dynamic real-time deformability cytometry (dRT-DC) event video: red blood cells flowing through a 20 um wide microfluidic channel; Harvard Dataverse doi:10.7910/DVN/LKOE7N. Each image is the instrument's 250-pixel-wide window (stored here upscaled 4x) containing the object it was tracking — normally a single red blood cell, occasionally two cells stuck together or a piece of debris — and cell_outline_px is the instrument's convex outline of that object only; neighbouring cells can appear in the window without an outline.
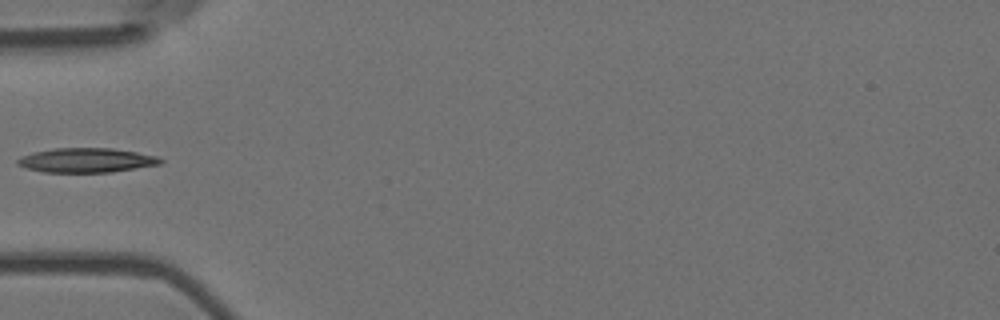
{"species": "Egyptian fruit bat (a non-hibernating species)", "species_latin": "Rousettus aegyptiacus", "temperature_condition": "room temperature", "stored_images_in_passage": 6, "camera_frame_rate_fps": 3000, "um_per_image_px": 0.085, "animal": {"sex": "female"}, "frame": {"image": 1, "passage_image": 5, "time_ms": 1.333, "image_size_px": [1000, 320], "cell_outline_px": [[164, 160], [160, 164], [112, 172], [44, 172], [28, 168], [16, 164], [16, 160], [20, 156], [32, 152], [56, 148], [112, 148], [136, 152], [156, 156]], "centroid_in_image_um": [7.32, 13.62], "position_along_channel_um": 77.7, "area_um2": 20.29}}
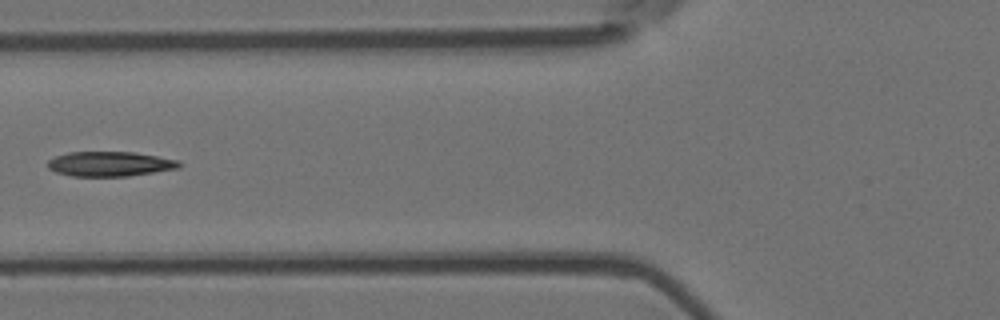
{"frame": {"image": 2, "passage_image": 6, "time_ms": 1.667, "image_size_px": [1000, 320], "cell_outline_px": [[180, 168], [128, 176], [72, 176], [56, 172], [48, 168], [48, 160], [56, 156], [68, 152], [136, 152], [180, 160]], "centroid_in_image_um": [9.36, 13.93], "position_along_channel_um": 116.4, "area_um2": 19.02}}